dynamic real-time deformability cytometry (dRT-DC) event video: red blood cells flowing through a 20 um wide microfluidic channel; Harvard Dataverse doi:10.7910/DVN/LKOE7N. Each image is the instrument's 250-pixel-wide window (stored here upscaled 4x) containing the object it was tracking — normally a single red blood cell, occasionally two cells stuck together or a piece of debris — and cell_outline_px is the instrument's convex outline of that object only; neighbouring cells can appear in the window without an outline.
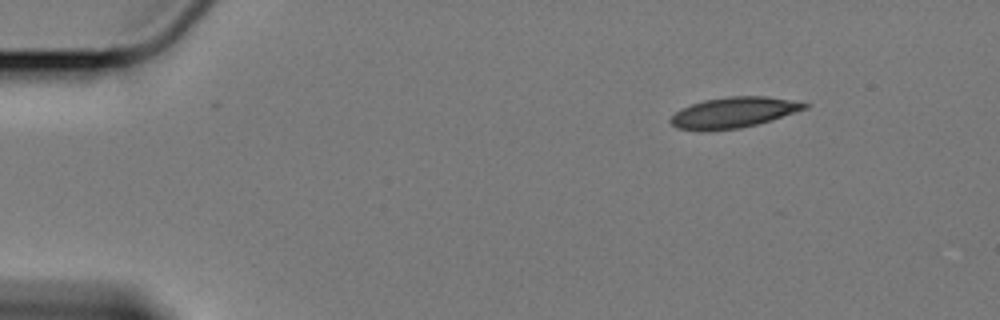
{"species": "Egyptian fruit bat (a non-hibernating species)", "species_latin": "Rousettus aegyptiacus", "temperature_condition": "cold", "stored_images_in_passage": 10, "camera_frame_rate_fps": 3000, "um_per_image_px": 0.085, "animal": {"sex": "female"}, "frame": {"image": 1, "passage_image": 1, "time_ms": 0.0, "image_size_px": [1000, 320], "cell_outline_px": [[808, 108], [772, 120], [740, 128], [708, 132], [676, 128], [668, 120], [680, 108], [704, 100], [728, 96], [768, 96], [792, 100], [808, 104]], "centroid_in_image_um": [62.32, 9.57], "position_along_channel_um": 22.7, "area_um2": 24.16}}